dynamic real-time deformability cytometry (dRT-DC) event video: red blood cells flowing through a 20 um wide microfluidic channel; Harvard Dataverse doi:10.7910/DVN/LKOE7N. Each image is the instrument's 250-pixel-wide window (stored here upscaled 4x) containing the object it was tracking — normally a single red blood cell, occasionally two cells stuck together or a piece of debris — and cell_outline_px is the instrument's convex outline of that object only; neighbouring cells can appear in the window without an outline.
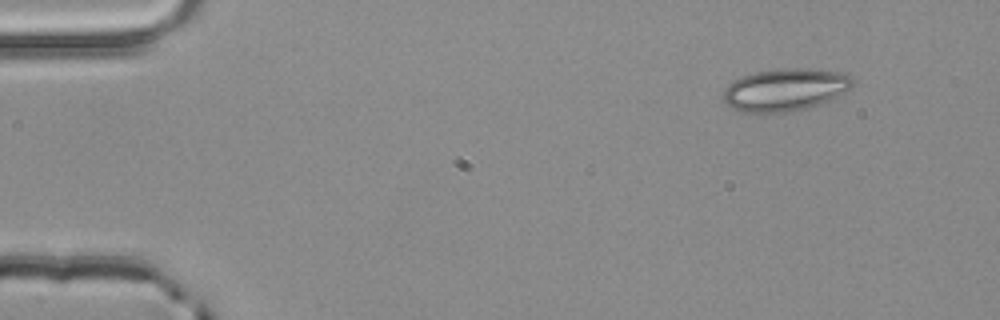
{"species": "common noctule bat (a hibernating species)", "species_latin": "Nyctalus noctula", "temperature_condition": "room temperature", "stored_images_in_passage": 4, "camera_frame_rate_fps": 3000, "um_per_image_px": 0.085, "animal": {"sex": "male", "body_mass_g": 20.4}, "frame": {"image": 1, "passage_image": 4, "time_ms": 1.0, "image_size_px": [1000, 320], "cell_outline_px": [[852, 88], [820, 104], [788, 112], [740, 112], [724, 104], [724, 88], [728, 84], [744, 76], [756, 72], [780, 68], [808, 68], [836, 72], [848, 76], [852, 80]], "centroid_in_image_um": [66.69, 7.63], "position_along_channel_um": 18.3, "area_um2": 31.62}}